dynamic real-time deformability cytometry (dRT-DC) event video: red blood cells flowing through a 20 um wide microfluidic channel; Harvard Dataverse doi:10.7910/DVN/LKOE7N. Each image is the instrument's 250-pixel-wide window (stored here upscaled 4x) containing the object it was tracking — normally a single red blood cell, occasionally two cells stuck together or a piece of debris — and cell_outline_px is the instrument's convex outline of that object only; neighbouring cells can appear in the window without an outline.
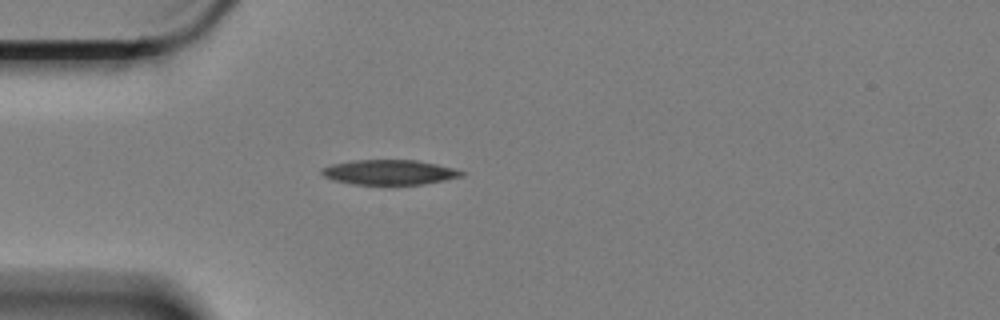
{"species": "Egyptian fruit bat (a non-hibernating species)", "species_latin": "Rousettus aegyptiacus", "temperature_condition": "cold", "stored_images_in_passage": 5, "camera_frame_rate_fps": 3000, "um_per_image_px": 0.085, "animal": {"sex": "female"}, "frame": {"image": 1, "passage_image": 5, "time_ms": 1.333, "image_size_px": [1000, 320], "cell_outline_px": [[468, 172], [464, 176], [424, 184], [356, 184], [332, 180], [324, 176], [320, 172], [320, 168], [332, 164], [352, 160], [416, 160], [456, 168]], "centroid_in_image_um": [33.13, 14.63], "position_along_channel_um": 51.9, "area_um2": 20.4}}